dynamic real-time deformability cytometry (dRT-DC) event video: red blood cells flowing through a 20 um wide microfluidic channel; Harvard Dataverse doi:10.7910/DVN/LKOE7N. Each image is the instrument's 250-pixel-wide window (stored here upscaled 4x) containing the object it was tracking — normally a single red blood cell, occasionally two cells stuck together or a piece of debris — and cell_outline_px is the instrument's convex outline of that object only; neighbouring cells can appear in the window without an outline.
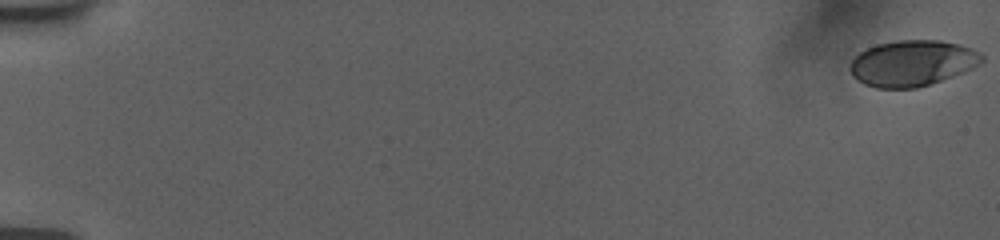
{"species": "human", "species_latin": "Homo sapiens", "temperature_condition": "room temperature", "stored_images_in_passage": 57, "camera_frame_rate_fps": 3000, "um_per_image_px": 0.085, "donor": {"sex": "female"}, "frame": {"image": 1, "passage_image": 1, "time_ms": 0.0, "image_size_px": [1000, 240], "cell_outline_px": [[984, 60], [980, 64], [964, 72], [916, 88], [876, 88], [864, 84], [852, 76], [848, 68], [852, 60], [860, 52], [876, 44], [896, 40], [940, 40], [960, 44], [972, 48], [980, 52], [984, 56]], "centroid_in_image_um": [77.54, 5.36], "position_along_channel_um": 7.5, "area_um2": 35.37}}
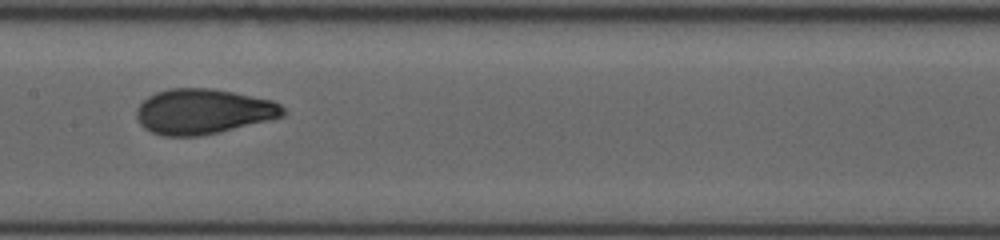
{"frame": {"image": 2, "passage_image": 31, "time_ms": 10.0, "image_size_px": [1000, 240], "cell_outline_px": [[288, 112], [284, 116], [220, 132], [200, 136], [164, 136], [152, 132], [144, 128], [140, 124], [136, 116], [136, 108], [148, 96], [156, 92], [168, 88], [212, 88], [272, 100], [280, 104]], "centroid_in_image_um": [17.26, 9.47], "position_along_channel_um": 190.1, "area_um2": 38.67}}
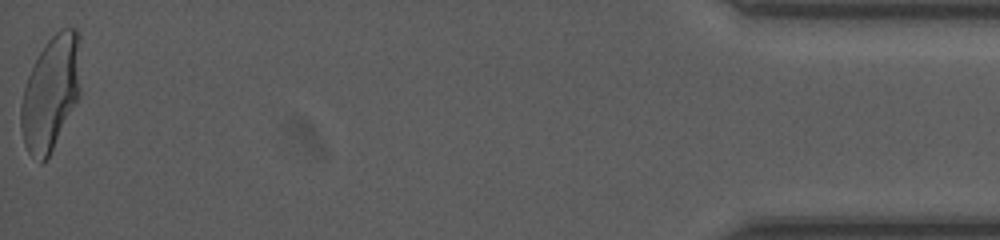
{"frame": {"image": 3, "passage_image": 57, "time_ms": 18.667, "image_size_px": [1000, 240], "cell_outline_px": [[80, 96], [48, 156], [40, 164], [28, 152], [24, 144], [20, 128], [20, 104], [24, 88], [28, 76], [40, 52], [48, 40], [60, 28], [76, 28], [80, 32]], "centroid_in_image_um": [4.32, 7.88], "position_along_channel_um": 430.9, "area_um2": 39.88}, "authors_computed_cell_mechanics": {"area_um2": 37.7434, "velocity_mm_per_s": 3.7589, "shape_relaxation_time_tau1_ms": 5.9774, "shape_relaxation_time_tau2_ms": null, "deformation_change_tau1": 0.2003, "deformation_change_tau2": null}}